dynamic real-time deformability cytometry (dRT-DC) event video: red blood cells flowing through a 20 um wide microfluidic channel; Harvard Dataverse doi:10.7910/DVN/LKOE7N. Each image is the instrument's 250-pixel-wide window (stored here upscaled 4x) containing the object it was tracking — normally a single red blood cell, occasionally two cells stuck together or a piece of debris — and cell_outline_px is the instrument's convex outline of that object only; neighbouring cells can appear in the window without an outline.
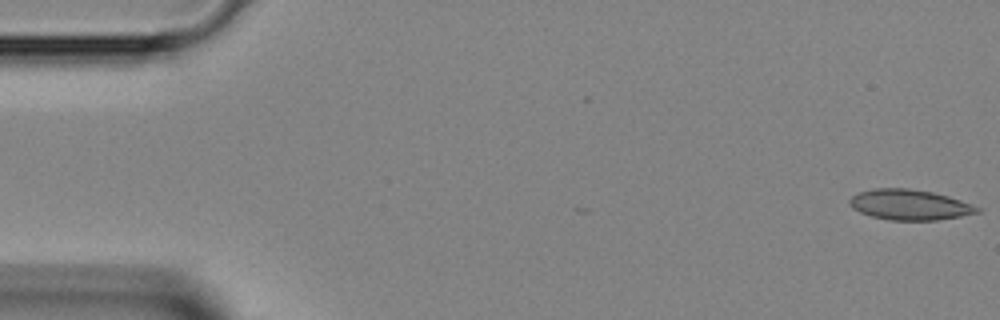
{"species": "Egyptian fruit bat (a non-hibernating species)", "species_latin": "Rousettus aegyptiacus", "temperature_condition": "room temperature", "stored_images_in_passage": 7, "camera_frame_rate_fps": 3000, "um_per_image_px": 0.085, "animal": {"sex": "female"}, "frame": {"image": 1, "passage_image": 1, "time_ms": 0.0, "image_size_px": [1000, 320], "cell_outline_px": [[980, 212], [960, 216], [936, 220], [888, 220], [872, 216], [860, 212], [852, 208], [848, 204], [848, 200], [852, 196], [860, 192], [876, 188], [908, 188], [932, 192], [948, 196], [960, 200], [980, 208]], "centroid_in_image_um": [77.28, 17.4], "position_along_channel_um": 7.7, "area_um2": 22.48}}